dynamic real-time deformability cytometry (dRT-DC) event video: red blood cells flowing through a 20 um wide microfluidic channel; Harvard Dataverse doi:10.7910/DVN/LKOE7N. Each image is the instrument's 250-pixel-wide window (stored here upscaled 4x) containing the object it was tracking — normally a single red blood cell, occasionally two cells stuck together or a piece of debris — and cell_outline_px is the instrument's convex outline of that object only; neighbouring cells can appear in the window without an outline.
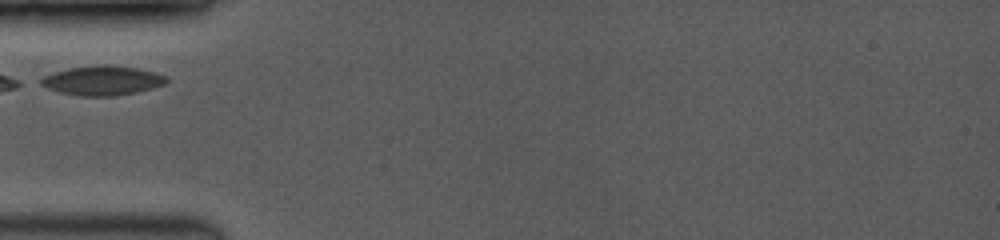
{"species": "common noctule bat (a hibernating species)", "species_latin": "Nyctalus noctula", "temperature_condition": "room temperature", "stored_images_in_passage": 30, "camera_frame_rate_fps": 3500, "um_per_image_px": 0.085, "animal": {"sex": "female", "body_mass_g": 19.0, "forearm_length_mm": 53.3}, "frame": {"image": 1, "passage_image": 1, "time_ms": 0.0, "image_size_px": [1000, 240], "cell_outline_px": [[168, 80], [164, 84], [152, 88], [136, 92], [112, 96], [80, 96], [60, 92], [48, 88], [40, 84], [36, 80], [52, 72], [68, 68], [100, 64], [104, 64], [136, 68], [168, 76]], "centroid_in_image_um": [8.65, 6.84], "position_along_channel_um": 76.3, "area_um2": 21.56}}
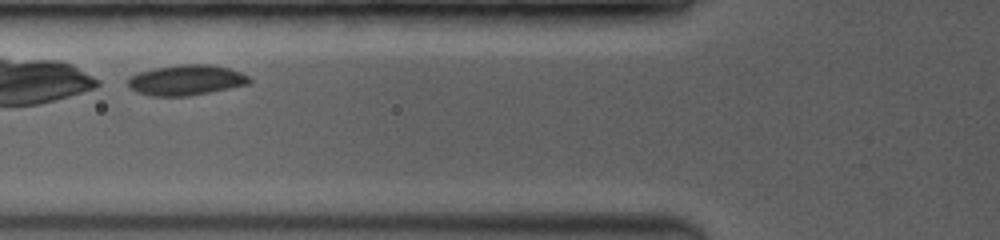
{"frame": {"image": 2, "passage_image": 5, "time_ms": 0.857, "image_size_px": [1000, 240], "cell_outline_px": [[252, 80], [248, 84], [188, 96], [152, 96], [136, 92], [128, 88], [128, 76], [140, 72], [156, 68], [180, 64], [208, 64], [228, 68], [240, 72], [248, 76]], "centroid_in_image_um": [15.78, 6.81], "position_along_channel_um": 110.0, "area_um2": 21.39}}